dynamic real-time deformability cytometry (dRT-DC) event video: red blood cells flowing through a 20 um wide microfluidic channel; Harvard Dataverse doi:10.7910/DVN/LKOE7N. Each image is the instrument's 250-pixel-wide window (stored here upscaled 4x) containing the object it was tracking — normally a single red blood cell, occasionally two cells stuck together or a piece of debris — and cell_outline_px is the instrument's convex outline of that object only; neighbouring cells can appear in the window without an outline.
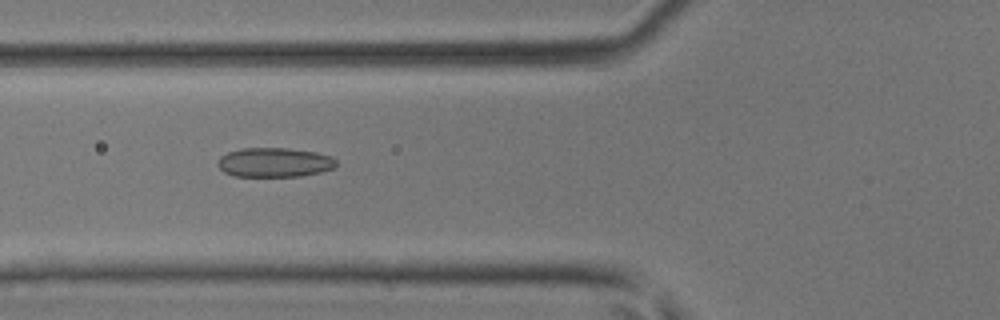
{"species": "common noctule bat (a hibernating species)", "species_latin": "Nyctalus noctula", "temperature_condition": "room temperature", "stored_images_in_passage": 45, "camera_frame_rate_fps": 3000, "um_per_image_px": 0.085, "animal": {"sex": "male", "body_mass_g": 17.9, "forearm_length_mm": 54.2}, "frame": {"image": 1, "passage_image": 18, "time_ms": 5.667, "image_size_px": [1000, 320], "cell_outline_px": [[336, 164], [332, 168], [320, 172], [300, 176], [232, 176], [224, 172], [216, 164], [220, 156], [228, 152], [240, 148], [288, 148], [316, 152], [332, 156], [336, 160]], "centroid_in_image_um": [23.3, 13.8], "position_along_channel_um": 102.5, "area_um2": 20.35}}
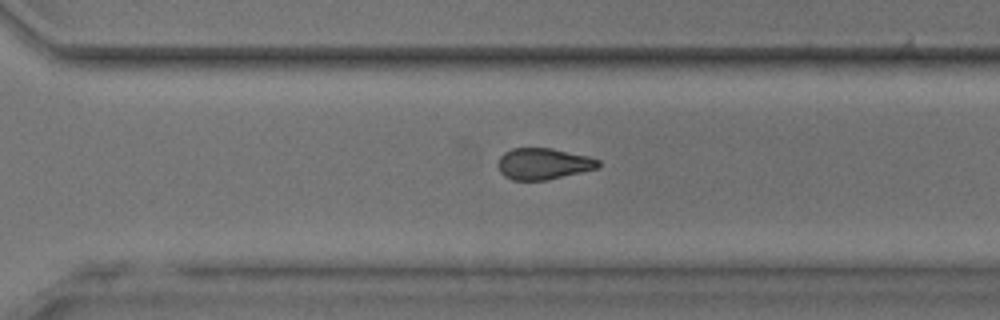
{"frame": {"image": 2, "passage_image": 33, "time_ms": 10.667, "image_size_px": [1000, 320], "cell_outline_px": [[600, 168], [544, 180], [512, 180], [504, 176], [500, 172], [496, 164], [500, 156], [504, 152], [512, 148], [552, 148], [588, 156], [600, 160]], "centroid_in_image_um": [46.17, 13.91], "position_along_channel_um": 324.4, "area_um2": 18.44}}
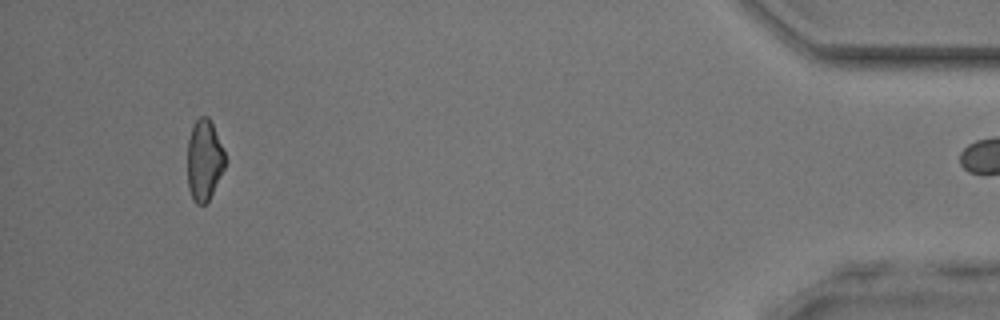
{"frame": {"image": 3, "passage_image": 44, "time_ms": 14.333, "image_size_px": [1000, 320], "cell_outline_px": [[224, 168], [208, 200], [204, 204], [196, 204], [192, 200], [188, 188], [188, 140], [192, 128], [196, 120], [200, 116], [208, 116], [212, 124], [224, 152]], "centroid_in_image_um": [17.33, 13.62], "position_along_channel_um": 417.9, "area_um2": 17.34}}